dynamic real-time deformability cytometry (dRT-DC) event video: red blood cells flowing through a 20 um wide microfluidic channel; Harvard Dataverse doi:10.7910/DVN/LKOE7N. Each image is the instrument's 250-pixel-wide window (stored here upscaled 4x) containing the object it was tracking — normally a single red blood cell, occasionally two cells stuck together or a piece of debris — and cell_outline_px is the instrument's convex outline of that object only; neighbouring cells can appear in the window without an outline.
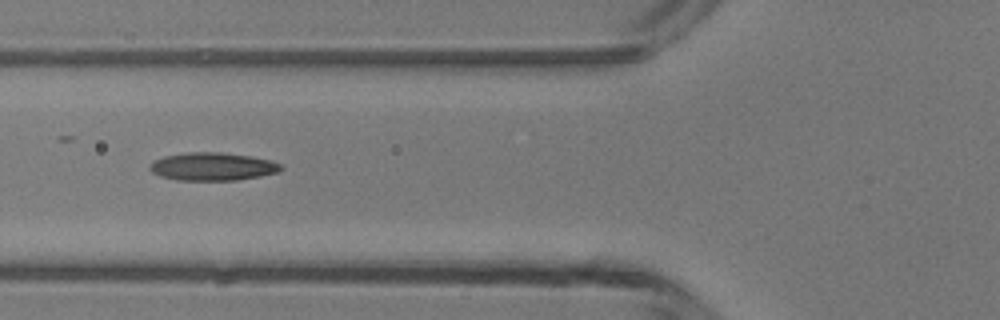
{"species": "common noctule bat (a hibernating species)", "species_latin": "Nyctalus noctula", "temperature_condition": "room temperature", "stored_images_in_passage": 7, "camera_frame_rate_fps": 3000, "um_per_image_px": 0.085, "animal": {"sex": "male", "body_mass_g": 13.3}, "frame": {"image": 1, "passage_image": 6, "time_ms": 6.0, "image_size_px": [1000, 320], "cell_outline_px": [[284, 168], [276, 172], [260, 176], [236, 180], [176, 180], [160, 176], [152, 172], [148, 168], [148, 164], [152, 160], [164, 156], [188, 152], [220, 152], [252, 156], [268, 160], [280, 164]], "centroid_in_image_um": [18.0, 14.15], "position_along_channel_um": 107.8, "area_um2": 21.44}}
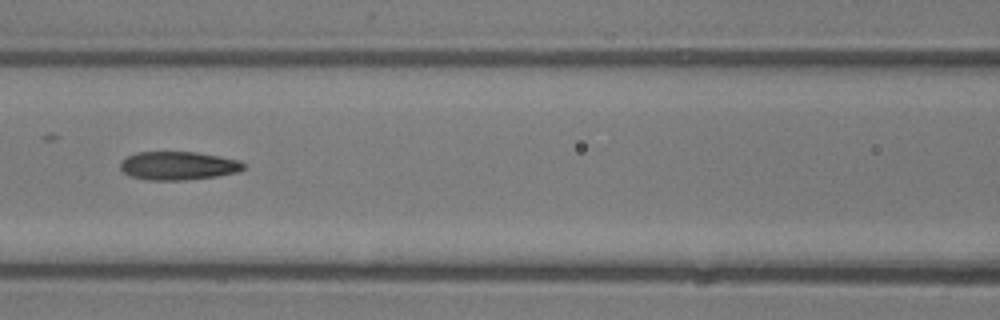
{"frame": {"image": 2, "passage_image": 7, "time_ms": 7.0, "image_size_px": [1000, 320], "cell_outline_px": [[244, 168], [236, 172], [216, 176], [184, 180], [148, 180], [132, 176], [124, 172], [120, 168], [120, 160], [136, 152], [196, 152], [220, 156], [240, 160], [244, 164]], "centroid_in_image_um": [15.13, 14.08], "position_along_channel_um": 151.5, "area_um2": 20.35}}